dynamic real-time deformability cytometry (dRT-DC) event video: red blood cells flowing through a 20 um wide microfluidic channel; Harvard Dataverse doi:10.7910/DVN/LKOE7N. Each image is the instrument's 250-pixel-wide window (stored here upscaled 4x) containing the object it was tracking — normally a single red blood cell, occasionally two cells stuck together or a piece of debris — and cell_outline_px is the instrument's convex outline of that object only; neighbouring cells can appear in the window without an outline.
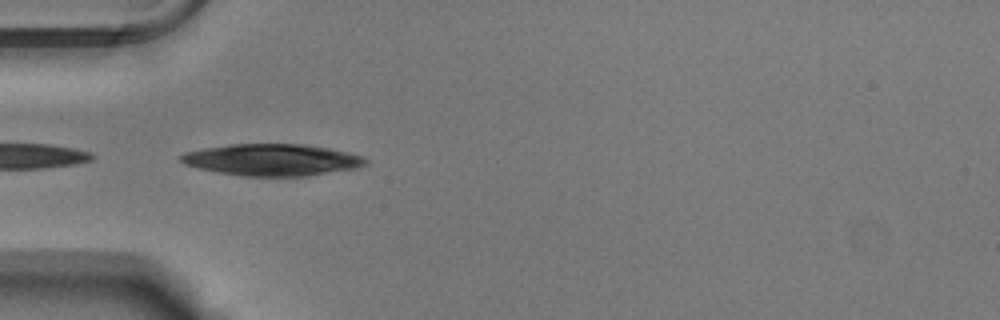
{"species": "Egyptian fruit bat (a non-hibernating species)", "species_latin": "Rousettus aegyptiacus", "temperature_condition": "warm", "stored_images_in_passage": 40, "camera_frame_rate_fps": 3000, "um_per_image_px": 0.085, "animal": {"sex": "male"}, "frame": {"image": 1, "passage_image": 4, "time_ms": 1.0, "image_size_px": [1000, 320], "cell_outline_px": [[368, 164], [360, 168], [308, 176], [240, 176], [200, 168], [184, 164], [176, 156], [184, 152], [204, 148], [228, 144], [304, 144], [328, 148], [348, 152], [364, 156], [368, 160]], "centroid_in_image_um": [23.17, 13.58], "position_along_channel_um": 61.8, "area_um2": 34.51}}
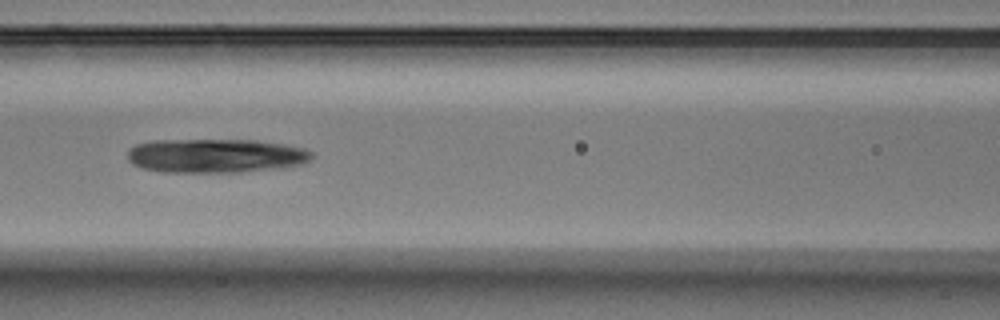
{"frame": {"image": 2, "passage_image": 11, "time_ms": 3.333, "image_size_px": [1000, 320], "cell_outline_px": [[312, 156], [308, 160], [300, 164], [280, 168], [240, 172], [164, 172], [144, 168], [132, 164], [128, 160], [128, 152], [136, 144], [156, 140], [256, 140], [304, 148], [312, 152]], "centroid_in_image_um": [18.31, 13.24], "position_along_channel_um": 148.3, "area_um2": 36.3}}
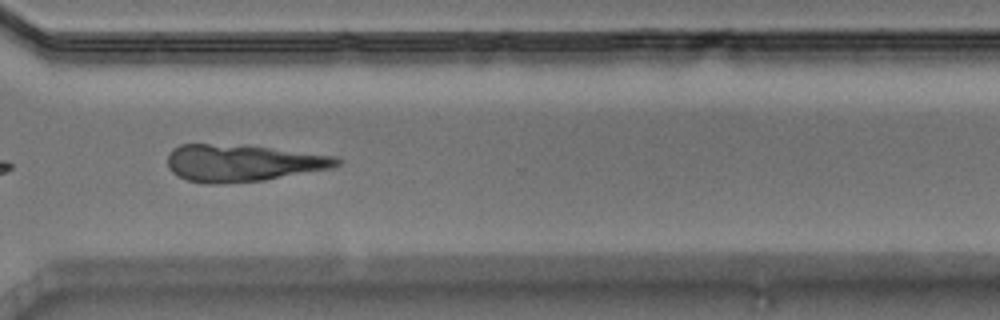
{"frame": {"image": 3, "passage_image": 27, "time_ms": 8.667, "image_size_px": [1000, 320], "cell_outline_px": [[344, 160], [340, 164], [332, 168], [264, 180], [212, 184], [208, 184], [188, 180], [172, 172], [168, 168], [168, 156], [172, 148], [180, 144], [208, 144], [268, 148], [336, 156]], "centroid_in_image_um": [20.62, 13.86], "position_along_channel_um": 350.0, "area_um2": 35.95}}